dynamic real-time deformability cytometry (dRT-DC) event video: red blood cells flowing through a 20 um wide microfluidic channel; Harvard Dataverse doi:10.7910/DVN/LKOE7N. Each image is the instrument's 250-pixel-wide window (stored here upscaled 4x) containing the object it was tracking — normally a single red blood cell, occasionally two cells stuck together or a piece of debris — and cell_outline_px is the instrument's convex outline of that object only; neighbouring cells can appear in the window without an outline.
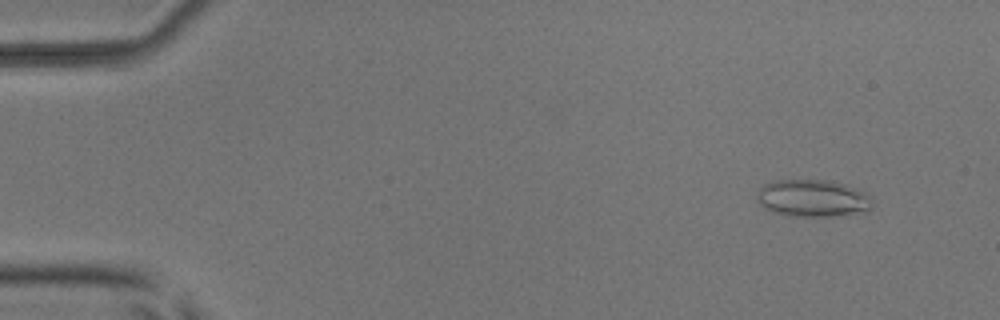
{"species": "common noctule bat (a hibernating species)", "species_latin": "Nyctalus noctula", "temperature_condition": "room temperature", "stored_images_in_passage": 53, "camera_frame_rate_fps": 3000, "um_per_image_px": 0.085, "animal": {"sex": "male", "body_mass_g": 17.9, "forearm_length_mm": 54.2}, "frame": {"image": 1, "passage_image": 5, "time_ms": 1.333, "image_size_px": [1000, 320], "cell_outline_px": [[872, 208], [864, 212], [844, 216], [788, 216], [764, 208], [756, 200], [756, 192], [764, 184], [772, 180], [828, 180], [844, 184], [868, 192], [872, 196]], "centroid_in_image_um": [69.11, 16.85], "position_along_channel_um": 15.9, "area_um2": 25.55}}
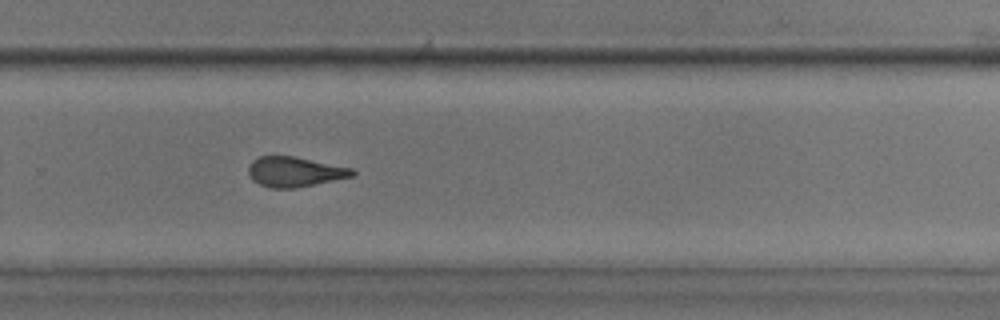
{"frame": {"image": 2, "passage_image": 36, "time_ms": 11.667, "image_size_px": [1000, 320], "cell_outline_px": [[356, 172], [352, 176], [296, 188], [272, 188], [260, 184], [252, 180], [248, 172], [248, 168], [252, 160], [260, 156], [292, 156], [352, 168]], "centroid_in_image_um": [25.02, 14.6], "position_along_channel_um": 304.8, "area_um2": 17.92}}
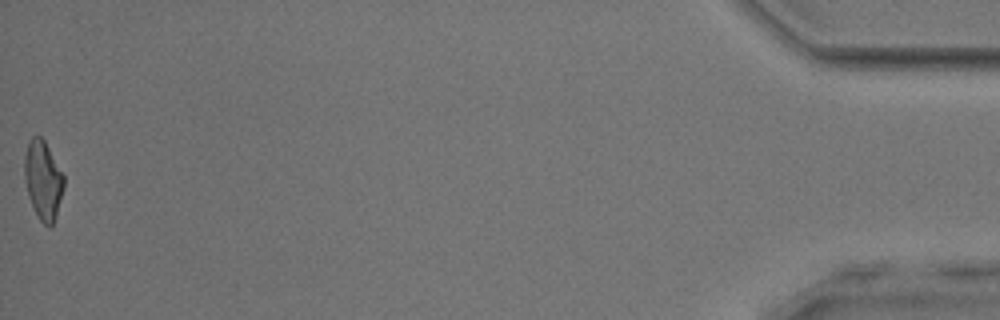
{"frame": {"image": 3, "passage_image": 53, "time_ms": 17.333, "image_size_px": [1000, 320], "cell_outline_px": [[64, 188], [56, 216], [52, 224], [48, 228], [40, 220], [28, 196], [24, 180], [24, 156], [28, 140], [32, 136], [40, 136], [44, 140], [64, 176]], "centroid_in_image_um": [3.64, 15.29], "position_along_channel_um": 431.6, "area_um2": 18.03}, "authors_computed_cell_mechanics": {"area_um2": 18.9584, "velocity_mm_per_s": 3.9436, "shape_relaxation_time_tau1_ms": 4.6207, "shape_relaxation_time_tau2_ms": 2.349, "deformation_change_tau1": 0.159, "deformation_change_tau2": 0.126}}